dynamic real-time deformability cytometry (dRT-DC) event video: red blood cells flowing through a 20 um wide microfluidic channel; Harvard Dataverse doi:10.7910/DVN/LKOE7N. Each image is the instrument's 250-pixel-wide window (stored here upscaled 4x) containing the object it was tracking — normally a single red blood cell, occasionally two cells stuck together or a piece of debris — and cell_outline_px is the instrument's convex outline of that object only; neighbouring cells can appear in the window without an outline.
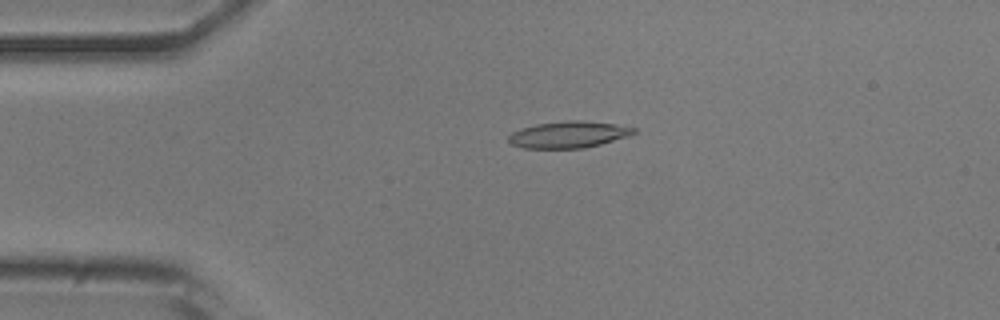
{"species": "common noctule bat (a hibernating species)", "species_latin": "Nyctalus noctula", "temperature_condition": "room temperature", "stored_images_in_passage": 3, "camera_frame_rate_fps": 3000, "um_per_image_px": 0.085, "animal": {"sex": "male", "body_mass_g": 20.5, "forearm_length_mm": 52.5}, "frame": {"image": 1, "passage_image": 2, "time_ms": 2.0, "image_size_px": [1000, 320], "cell_outline_px": [[640, 132], [628, 136], [600, 144], [584, 148], [524, 148], [512, 144], [508, 140], [508, 136], [512, 132], [520, 128], [536, 124], [568, 120], [580, 120], [616, 124], [636, 128]], "centroid_in_image_um": [48.35, 11.43], "position_along_channel_um": 36.6, "area_um2": 19.48}}